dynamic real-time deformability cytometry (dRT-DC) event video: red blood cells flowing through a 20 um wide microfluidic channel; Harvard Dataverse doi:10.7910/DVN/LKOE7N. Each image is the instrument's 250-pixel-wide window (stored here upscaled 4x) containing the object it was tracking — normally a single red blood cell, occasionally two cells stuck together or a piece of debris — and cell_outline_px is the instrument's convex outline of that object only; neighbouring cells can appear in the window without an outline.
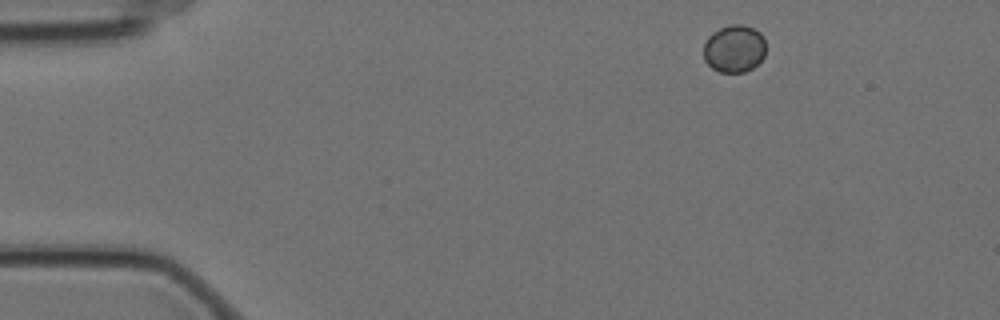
{"species": "Egyptian fruit bat (a non-hibernating species)", "species_latin": "Rousettus aegyptiacus", "temperature_condition": "cold", "stored_images_in_passage": 5, "camera_frame_rate_fps": 3000, "um_per_image_px": 0.085, "animal": {"sex": "female"}, "frame": {"image": 1, "passage_image": 1, "time_ms": 0.0, "image_size_px": [1000, 320], "cell_outline_px": [[764, 56], [752, 68], [744, 72], [720, 72], [712, 68], [704, 60], [704, 44], [708, 36], [712, 32], [720, 28], [732, 24], [744, 24], [760, 32], [764, 36]], "centroid_in_image_um": [62.4, 4.12], "position_along_channel_um": 22.6, "area_um2": 17.22}}
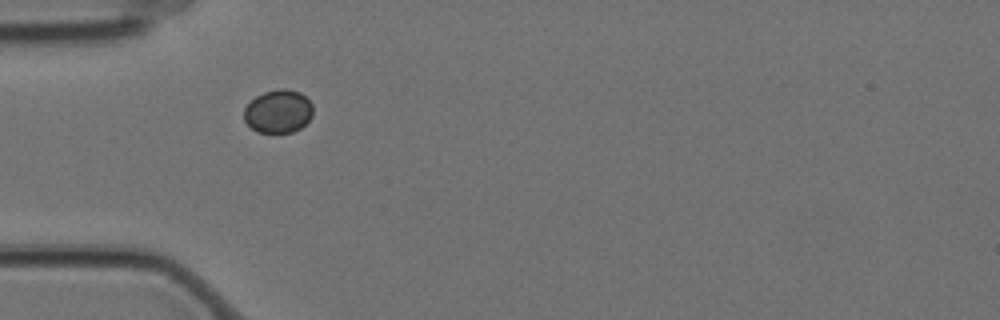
{"frame": {"image": 2, "passage_image": 4, "time_ms": 1.0, "image_size_px": [1000, 320], "cell_outline_px": [[312, 116], [300, 128], [292, 132], [256, 132], [244, 120], [244, 108], [256, 96], [264, 92], [276, 88], [288, 88], [300, 92], [312, 104]], "centroid_in_image_um": [23.64, 9.45], "position_along_channel_um": 61.4, "area_um2": 17.34}}
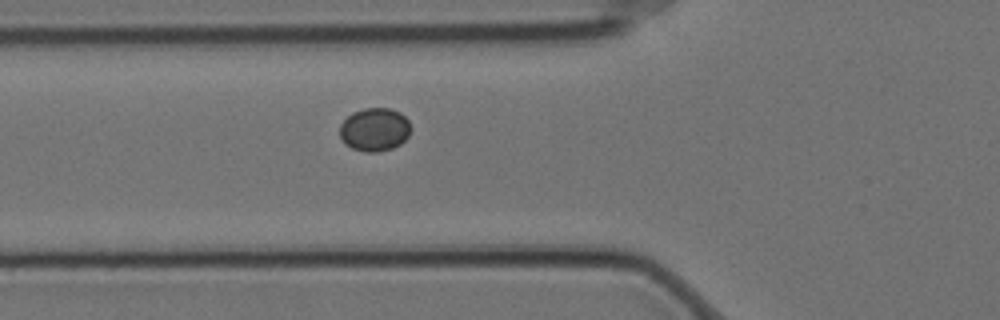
{"frame": {"image": 3, "passage_image": 5, "time_ms": 1.333, "image_size_px": [1000, 320], "cell_outline_px": [[412, 128], [408, 136], [400, 144], [392, 148], [376, 152], [364, 152], [352, 148], [344, 144], [340, 140], [340, 124], [352, 112], [364, 108], [388, 108], [400, 112], [408, 120]], "centroid_in_image_um": [31.83, 11.01], "position_along_channel_um": 94.0, "area_um2": 18.09}}